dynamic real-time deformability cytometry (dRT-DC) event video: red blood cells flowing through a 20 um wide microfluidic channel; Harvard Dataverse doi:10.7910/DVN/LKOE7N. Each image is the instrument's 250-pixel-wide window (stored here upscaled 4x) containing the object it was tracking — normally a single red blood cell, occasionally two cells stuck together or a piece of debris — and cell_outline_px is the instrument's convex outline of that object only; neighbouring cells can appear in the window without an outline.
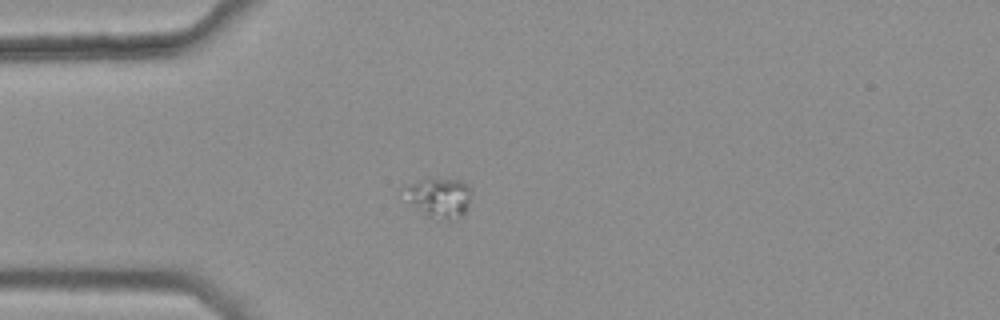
{"species": "common noctule bat (a hibernating species)", "species_latin": "Nyctalus noctula", "temperature_condition": "warm", "stored_images_in_passage": 1, "camera_frame_rate_fps": 3000, "um_per_image_px": 0.085, "animal": {"sex": "female", "body_mass_g": 25.1}, "frame": {"image": 1, "passage_image": 1, "time_ms": 0.0, "image_size_px": [1000, 320], "cell_outline_px": [[472, 188], [468, 204], [464, 212], [460, 216], [452, 220], [448, 220], [428, 216], [408, 204], [400, 188], [408, 184], [428, 180], [460, 180], [468, 184]], "centroid_in_image_um": [37.29, 16.8], "position_along_channel_um": 47.7, "area_um2": 15.43}}